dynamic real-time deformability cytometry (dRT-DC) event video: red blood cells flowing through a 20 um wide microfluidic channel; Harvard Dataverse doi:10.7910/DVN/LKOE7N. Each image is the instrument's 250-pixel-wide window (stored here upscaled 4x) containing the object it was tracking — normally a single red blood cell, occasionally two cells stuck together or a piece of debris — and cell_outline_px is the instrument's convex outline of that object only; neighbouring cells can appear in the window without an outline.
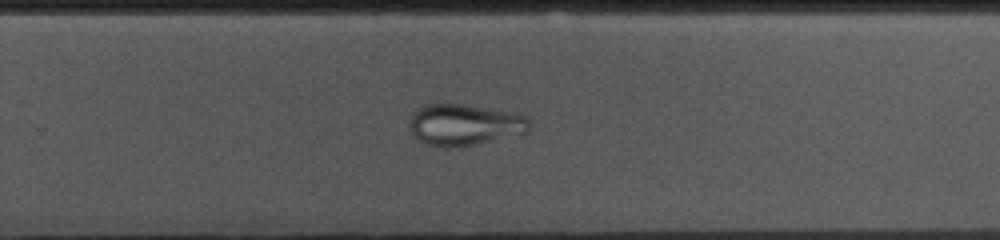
{"species": "common noctule bat (a hibernating species)", "species_latin": "Nyctalus noctula", "temperature_condition": "cold", "stored_images_in_passage": 47, "camera_frame_rate_fps": 3000, "um_per_image_px": 0.085, "animal": {"sex": "female", "body_mass_g": 10.0, "forearm_length_mm": 53.1}, "frame": {"image": 1, "passage_image": 27, "time_ms": 8.667, "image_size_px": [1000, 240], "cell_outline_px": [[528, 132], [476, 144], [456, 148], [440, 148], [428, 144], [420, 140], [408, 128], [408, 124], [412, 112], [416, 108], [428, 104], [464, 104], [516, 112], [524, 116], [528, 120]], "centroid_in_image_um": [39.44, 10.6], "position_along_channel_um": 290.4, "area_um2": 29.13}}